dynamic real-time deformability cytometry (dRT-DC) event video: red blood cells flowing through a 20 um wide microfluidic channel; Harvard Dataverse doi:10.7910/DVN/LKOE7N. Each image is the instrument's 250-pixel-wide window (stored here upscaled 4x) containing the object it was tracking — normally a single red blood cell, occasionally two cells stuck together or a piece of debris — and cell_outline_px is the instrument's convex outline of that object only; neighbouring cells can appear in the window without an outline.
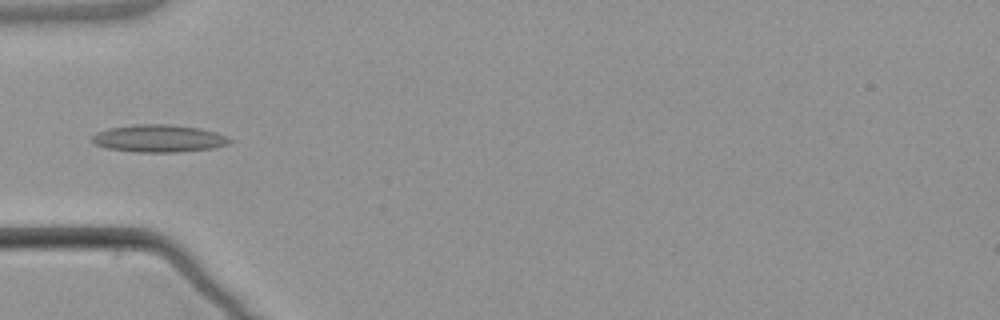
{"species": "common noctule bat (a hibernating species)", "species_latin": "Nyctalus noctula", "temperature_condition": "warm", "stored_images_in_passage": 5, "camera_frame_rate_fps": 3000, "um_per_image_px": 0.085, "animal": {"sex": "male", "body_mass_g": 21.5, "forearm_length_mm": 52.0}, "frame": {"image": 1, "passage_image": 5, "time_ms": 5.667, "image_size_px": [1000, 320], "cell_outline_px": [[232, 140], [228, 144], [212, 148], [176, 152], [132, 152], [108, 148], [92, 144], [88, 140], [96, 132], [108, 128], [132, 124], [168, 124], [200, 128], [216, 132]], "centroid_in_image_um": [13.41, 11.76], "position_along_channel_um": 71.6, "area_um2": 22.2}}